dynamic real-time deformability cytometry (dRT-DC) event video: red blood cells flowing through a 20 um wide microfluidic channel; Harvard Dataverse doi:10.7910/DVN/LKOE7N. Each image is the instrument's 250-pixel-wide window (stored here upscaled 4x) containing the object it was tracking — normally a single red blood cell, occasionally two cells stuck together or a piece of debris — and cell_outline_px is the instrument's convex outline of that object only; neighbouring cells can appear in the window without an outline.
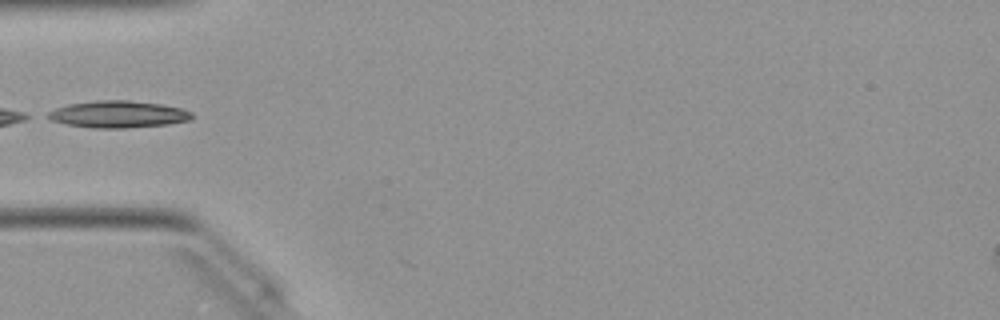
{"species": "Egyptian fruit bat (a non-hibernating species)", "species_latin": "Rousettus aegyptiacus", "temperature_condition": "warm", "stored_images_in_passage": 3, "camera_frame_rate_fps": 3000, "um_per_image_px": 0.085, "animal": {"sex": "female"}, "frame": {"image": 1, "passage_image": 1, "time_ms": 0.0, "image_size_px": [1000, 320], "cell_outline_px": [[192, 120], [168, 124], [124, 128], [92, 128], [64, 124], [52, 120], [44, 116], [48, 112], [56, 108], [68, 104], [96, 100], [128, 100], [160, 104], [180, 108], [192, 112]], "centroid_in_image_um": [10.01, 9.71], "position_along_channel_um": 75.0, "area_um2": 22.66}}